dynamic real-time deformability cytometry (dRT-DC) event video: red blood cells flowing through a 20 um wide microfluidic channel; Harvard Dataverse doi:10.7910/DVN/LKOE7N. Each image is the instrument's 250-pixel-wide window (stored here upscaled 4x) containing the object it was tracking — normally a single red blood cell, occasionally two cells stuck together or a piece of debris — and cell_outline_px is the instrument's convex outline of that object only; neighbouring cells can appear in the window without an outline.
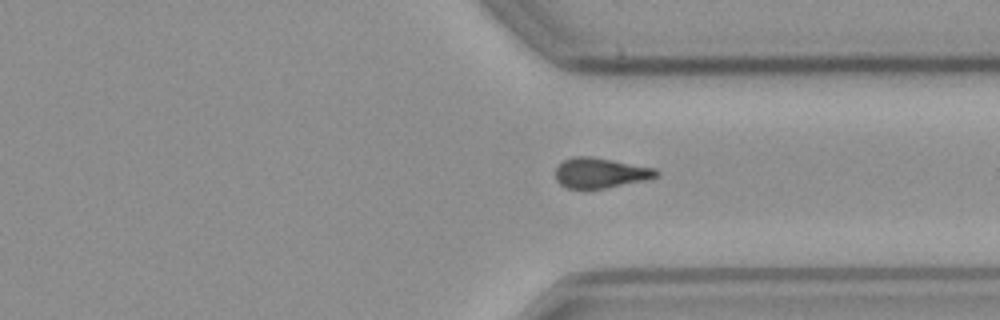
{"species": "common noctule bat (a hibernating species)", "species_latin": "Nyctalus noctula", "temperature_condition": "cold", "stored_images_in_passage": 50, "camera_frame_rate_fps": 3000, "um_per_image_px": 0.085, "animal": {"sex": "male", "body_mass_g": 23.1, "forearm_length_mm": 52.7}, "frame": {"image": 1, "passage_image": 40, "time_ms": 13.0, "image_size_px": [1000, 320], "cell_outline_px": [[660, 172], [656, 176], [644, 180], [604, 188], [568, 188], [560, 184], [556, 180], [556, 168], [564, 160], [572, 156], [588, 156], [656, 168]], "centroid_in_image_um": [51.01, 14.69], "position_along_channel_um": 360.4, "area_um2": 17.4}}
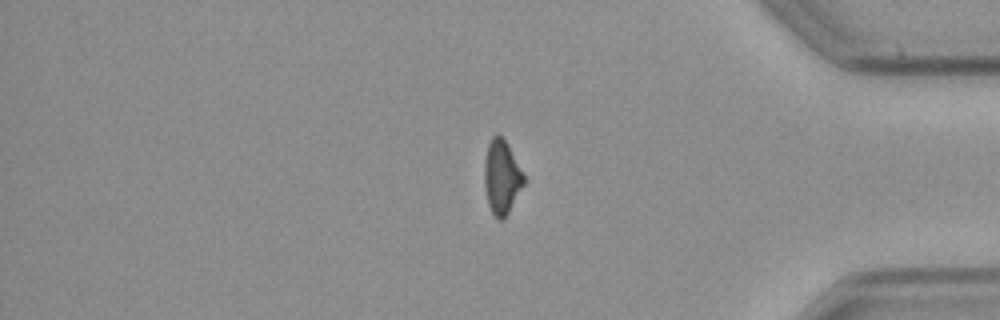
{"frame": {"image": 2, "passage_image": 45, "time_ms": 14.667, "image_size_px": [1000, 320], "cell_outline_px": [[524, 184], [504, 220], [496, 220], [488, 204], [484, 184], [484, 160], [488, 144], [492, 136], [500, 136], [508, 144], [524, 176]], "centroid_in_image_um": [42.62, 15.08], "position_along_channel_um": 392.6, "area_um2": 16.88}, "authors_computed_cell_mechanics": {"area_um2": 17.7735, "velocity_mm_per_s": 3.6253, "shape_relaxation_time_tau1_ms": null, "shape_relaxation_time_tau2_ms": 0.6003, "deformation_change_tau1": null, "deformation_change_tau2": 0.0898}}